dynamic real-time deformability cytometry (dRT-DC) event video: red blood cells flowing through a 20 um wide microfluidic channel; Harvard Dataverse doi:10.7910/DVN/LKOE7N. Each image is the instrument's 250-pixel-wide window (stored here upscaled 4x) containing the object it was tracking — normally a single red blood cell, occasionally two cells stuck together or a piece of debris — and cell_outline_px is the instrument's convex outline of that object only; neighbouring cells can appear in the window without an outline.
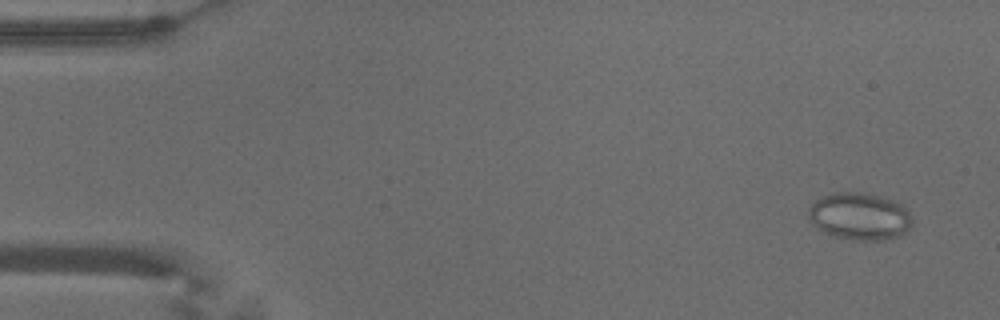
{"species": "common noctule bat (a hibernating species)", "species_latin": "Nyctalus noctula", "temperature_condition": "warm", "stored_images_in_passage": 56, "camera_frame_rate_fps": 3000, "um_per_image_px": 0.085, "animal": {"sex": "male", "body_mass_g": 18.8}, "frame": {"image": 1, "passage_image": 4, "time_ms": 1.0, "image_size_px": [1000, 320], "cell_outline_px": [[912, 224], [900, 236], [884, 240], [852, 240], [836, 236], [824, 232], [812, 224], [808, 220], [808, 208], [816, 200], [824, 196], [836, 192], [868, 192], [892, 200], [908, 208], [912, 216]], "centroid_in_image_um": [73.08, 18.38], "position_along_channel_um": 11.9, "area_um2": 28.78}}
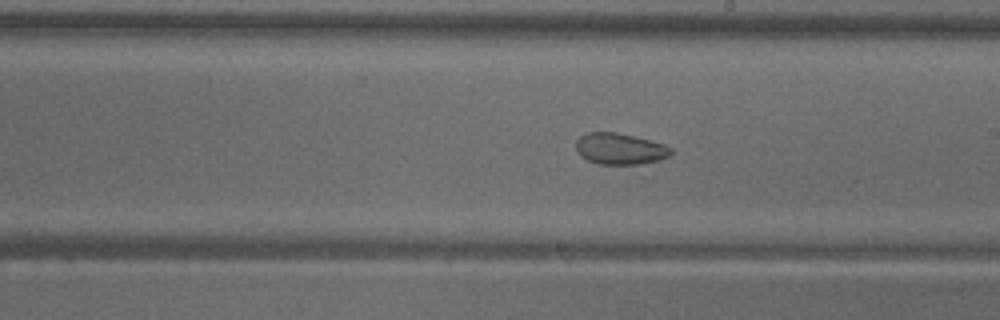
{"frame": {"image": 2, "passage_image": 32, "time_ms": 10.333, "image_size_px": [1000, 320], "cell_outline_px": [[672, 152], [668, 156], [660, 160], [640, 164], [596, 164], [580, 156], [576, 152], [576, 140], [580, 136], [588, 132], [616, 132], [664, 144], [672, 148]], "centroid_in_image_um": [52.66, 12.65], "position_along_channel_um": 236.3, "area_um2": 17.34}}
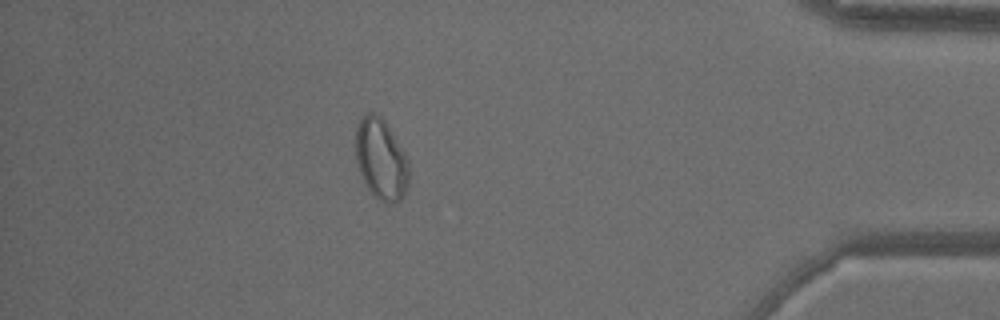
{"frame": {"image": 3, "passage_image": 49, "time_ms": 16.0, "image_size_px": [1000, 320], "cell_outline_px": [[408, 184], [404, 196], [400, 200], [392, 204], [388, 204], [380, 200], [364, 184], [356, 160], [356, 128], [360, 120], [368, 112], [372, 112], [380, 116], [384, 120], [404, 152], [408, 160]], "centroid_in_image_um": [32.39, 13.56], "position_along_channel_um": 402.8, "area_um2": 24.91}, "authors_computed_cell_mechanics": {"area_um2": 23.4668, "velocity_mm_per_s": 3.6842, "shape_relaxation_time_tau1_ms": null, "shape_relaxation_time_tau2_ms": 1.8501, "deformation_change_tau1": null, "deformation_change_tau2": 0.0529}}